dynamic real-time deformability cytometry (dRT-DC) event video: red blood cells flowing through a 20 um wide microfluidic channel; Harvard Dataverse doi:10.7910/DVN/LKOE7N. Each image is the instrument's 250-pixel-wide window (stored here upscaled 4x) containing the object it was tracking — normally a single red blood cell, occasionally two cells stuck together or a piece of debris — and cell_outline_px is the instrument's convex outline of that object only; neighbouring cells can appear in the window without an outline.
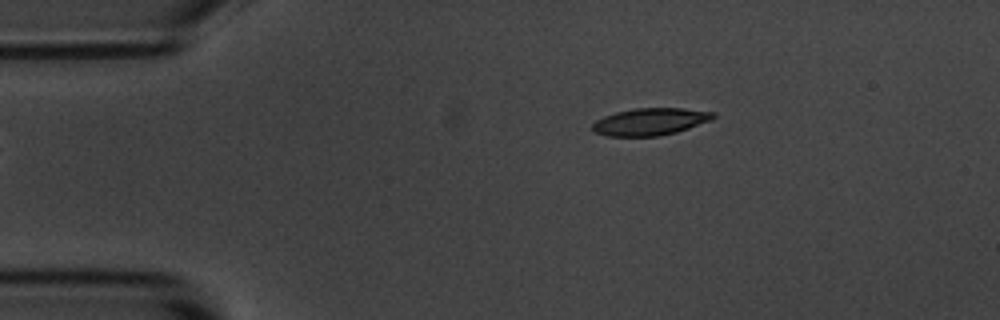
{"species": "common noctule bat (a hibernating species)", "species_latin": "Nyctalus noctula", "temperature_condition": "room temperature", "stored_images_in_passage": 6, "camera_frame_rate_fps": 3000, "um_per_image_px": 0.085, "animal": {"sex": "male", "body_mass_g": 20.1, "forearm_length_mm": 53.5}, "frame": {"image": 1, "passage_image": 6, "time_ms": 6.0, "image_size_px": [1000, 320], "cell_outline_px": [[716, 116], [712, 120], [676, 132], [660, 136], [608, 136], [596, 132], [592, 128], [592, 124], [596, 120], [604, 116], [616, 112], [636, 108], [684, 108], [712, 112]], "centroid_in_image_um": [55.27, 10.34], "position_along_channel_um": 29.7, "area_um2": 19.02}}